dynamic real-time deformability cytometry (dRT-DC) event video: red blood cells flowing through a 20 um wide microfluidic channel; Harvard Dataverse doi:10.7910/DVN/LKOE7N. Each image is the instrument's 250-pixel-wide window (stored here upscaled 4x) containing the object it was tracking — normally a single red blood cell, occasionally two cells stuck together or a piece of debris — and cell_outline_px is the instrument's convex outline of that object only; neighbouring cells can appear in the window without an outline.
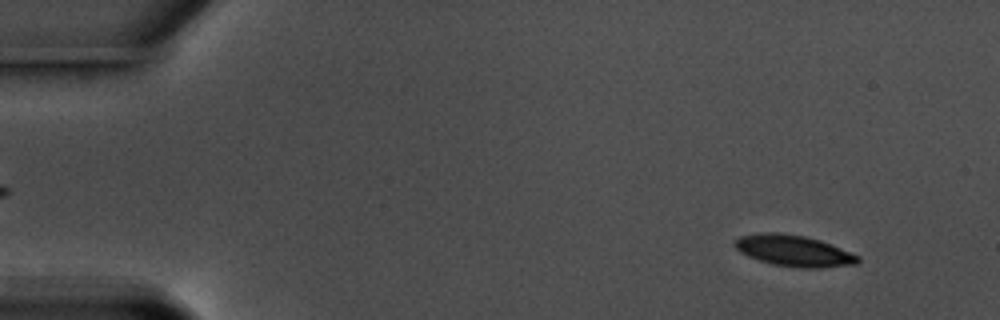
{"species": "common noctule bat (a hibernating species)", "species_latin": "Nyctalus noctula", "temperature_condition": "warm", "stored_images_in_passage": 57, "camera_frame_rate_fps": 3000, "um_per_image_px": 0.085, "animal": {"sex": "male", "body_mass_g": 17.5, "forearm_length_mm": 52.3}, "frame": {"image": 1, "passage_image": 5, "time_ms": 1.333, "image_size_px": [1000, 320], "cell_outline_px": [[860, 260], [856, 264], [820, 268], [800, 268], [772, 264], [748, 256], [740, 252], [732, 244], [740, 236], [760, 232], [780, 232], [804, 236], [820, 240], [860, 256]], "centroid_in_image_um": [67.46, 21.31], "position_along_channel_um": 17.5, "area_um2": 22.43}}
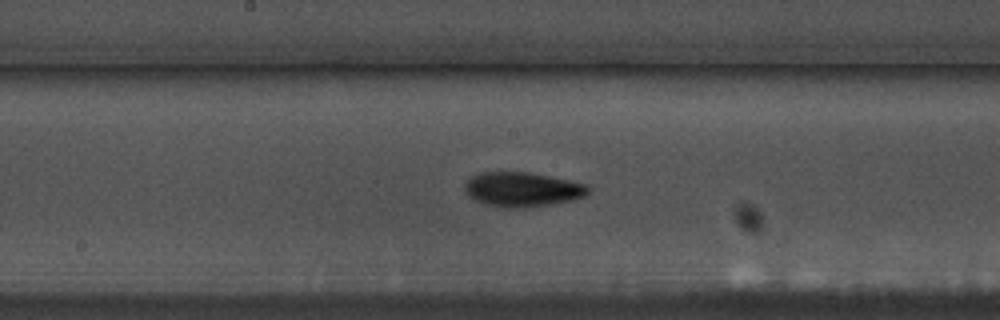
{"frame": {"image": 2, "passage_image": 30, "time_ms": 9.667, "image_size_px": [1000, 320], "cell_outline_px": [[592, 188], [584, 196], [572, 200], [552, 204], [524, 208], [504, 208], [484, 204], [468, 196], [464, 188], [464, 184], [472, 176], [480, 172], [528, 172], [568, 180], [584, 184]], "centroid_in_image_um": [44.37, 16.11], "position_along_channel_um": 203.8, "area_um2": 24.85}}
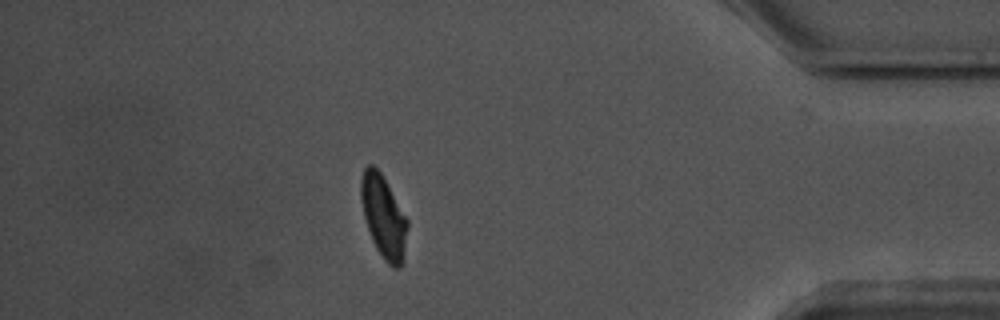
{"frame": {"image": 3, "passage_image": 50, "time_ms": 16.333, "image_size_px": [1000, 320], "cell_outline_px": [[408, 224], [404, 260], [400, 268], [392, 268], [384, 260], [376, 248], [372, 240], [364, 216], [360, 196], [360, 180], [364, 168], [368, 164], [372, 164], [380, 172], [408, 220]], "centroid_in_image_um": [32.6, 18.45], "position_along_channel_um": 402.6, "area_um2": 22.31}, "authors_computed_cell_mechanics": {"area_um2": 22.5998, "velocity_mm_per_s": 3.5648, "shape_relaxation_time_tau1_ms": 2.6524, "shape_relaxation_time_tau2_ms": 4.777, "deformation_change_tau1": 0.1157, "deformation_change_tau2": 0.1129}}